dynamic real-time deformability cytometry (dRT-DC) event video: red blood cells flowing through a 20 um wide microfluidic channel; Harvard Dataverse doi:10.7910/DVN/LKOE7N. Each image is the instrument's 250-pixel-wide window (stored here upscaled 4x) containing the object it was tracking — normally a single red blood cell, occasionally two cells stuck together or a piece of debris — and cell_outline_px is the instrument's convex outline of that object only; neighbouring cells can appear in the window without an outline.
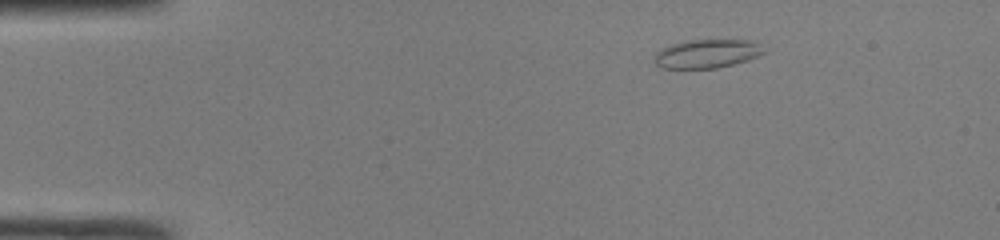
{"species": "common noctule bat (a hibernating species)", "species_latin": "Nyctalus noctula", "temperature_condition": "room temperature", "stored_images_in_passage": 42, "camera_frame_rate_fps": 3000, "um_per_image_px": 0.085, "animal": {"sex": "male", "body_mass_g": 19.0, "forearm_length_mm": 50.8}, "frame": {"image": 1, "passage_image": 1, "time_ms": 0.0, "image_size_px": [1000, 240], "cell_outline_px": [[768, 52], [748, 60], [716, 68], [664, 68], [656, 64], [656, 52], [660, 48], [672, 44], [688, 40], [748, 40], [756, 44]], "centroid_in_image_um": [60.09, 4.56], "position_along_channel_um": 24.9, "area_um2": 18.03}}
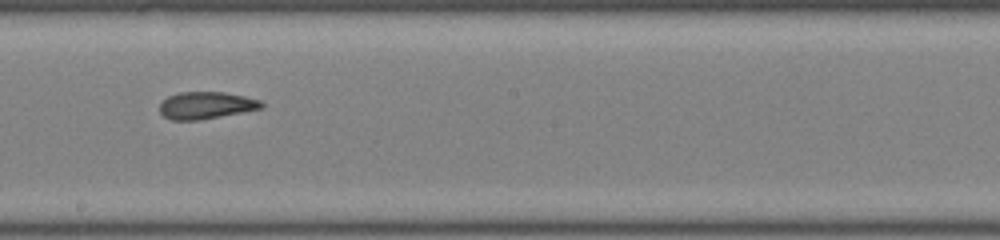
{"frame": {"image": 2, "passage_image": 21, "time_ms": 6.667, "image_size_px": [1000, 240], "cell_outline_px": [[264, 108], [244, 112], [200, 120], [172, 120], [164, 116], [160, 112], [160, 104], [168, 96], [180, 92], [224, 92], [244, 96], [260, 100], [264, 104]], "centroid_in_image_um": [17.54, 8.96], "position_along_channel_um": 230.7, "area_um2": 16.13}}
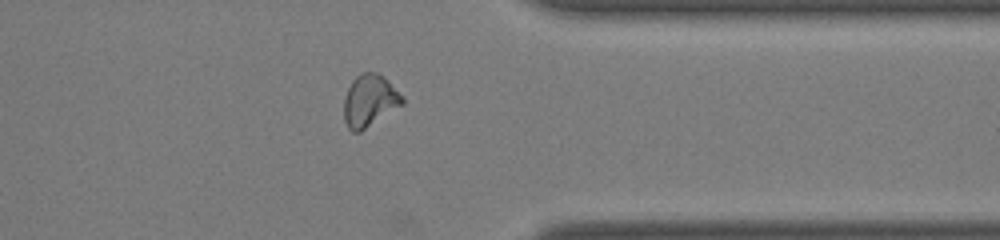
{"frame": {"image": 3, "passage_image": 32, "time_ms": 10.333, "image_size_px": [1000, 240], "cell_outline_px": [[404, 104], [360, 132], [352, 132], [348, 128], [344, 120], [344, 96], [352, 80], [360, 72], [376, 72], [384, 76], [404, 96]], "centroid_in_image_um": [31.42, 8.55], "position_along_channel_um": 380.0, "area_um2": 17.98}, "authors_computed_cell_mechanics": {"area_um2": 17.34, "velocity_mm_per_s": 4.2298, "shape_relaxation_time_tau1_ms": null, "shape_relaxation_time_tau2_ms": 2.4458, "deformation_change_tau1": null, "deformation_change_tau2": 0.0903}}